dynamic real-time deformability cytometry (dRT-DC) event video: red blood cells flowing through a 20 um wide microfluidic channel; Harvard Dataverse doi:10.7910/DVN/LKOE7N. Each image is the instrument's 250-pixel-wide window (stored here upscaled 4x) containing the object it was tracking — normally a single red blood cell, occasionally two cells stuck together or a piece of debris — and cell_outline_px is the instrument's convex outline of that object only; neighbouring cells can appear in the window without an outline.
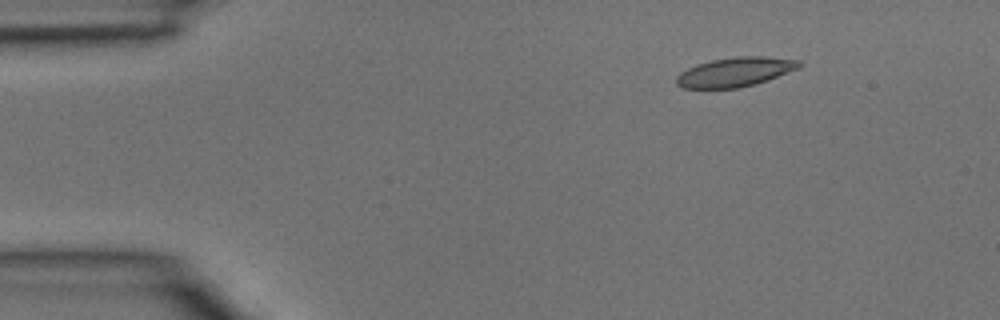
{"species": "common noctule bat (a hibernating species)", "species_latin": "Nyctalus noctula", "temperature_condition": "room temperature", "stored_images_in_passage": 4, "camera_frame_rate_fps": 3000, "um_per_image_px": 0.085, "animal": {"sex": "male", "body_mass_g": 15.6}, "frame": {"image": 1, "passage_image": 1, "time_ms": 0.0, "image_size_px": [1000, 320], "cell_outline_px": [[804, 64], [800, 68], [768, 80], [756, 84], [740, 88], [680, 88], [676, 84], [676, 76], [680, 72], [696, 64], [712, 60], [736, 56], [764, 56], [800, 60]], "centroid_in_image_um": [62.51, 6.12], "position_along_channel_um": 22.5, "area_um2": 21.27}}
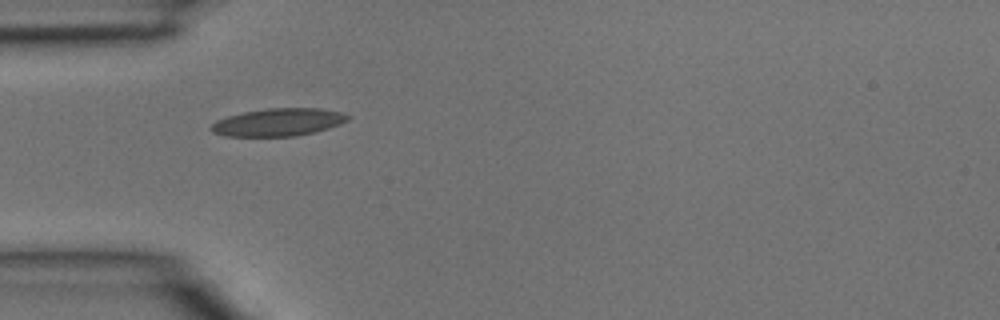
{"frame": {"image": 2, "passage_image": 3, "time_ms": 0.667, "image_size_px": [1000, 320], "cell_outline_px": [[352, 116], [348, 120], [340, 124], [316, 132], [296, 136], [224, 136], [212, 132], [208, 128], [216, 120], [228, 116], [244, 112], [268, 108], [320, 108], [340, 112]], "centroid_in_image_um": [23.65, 10.39], "position_along_channel_um": 61.3, "area_um2": 22.14}}